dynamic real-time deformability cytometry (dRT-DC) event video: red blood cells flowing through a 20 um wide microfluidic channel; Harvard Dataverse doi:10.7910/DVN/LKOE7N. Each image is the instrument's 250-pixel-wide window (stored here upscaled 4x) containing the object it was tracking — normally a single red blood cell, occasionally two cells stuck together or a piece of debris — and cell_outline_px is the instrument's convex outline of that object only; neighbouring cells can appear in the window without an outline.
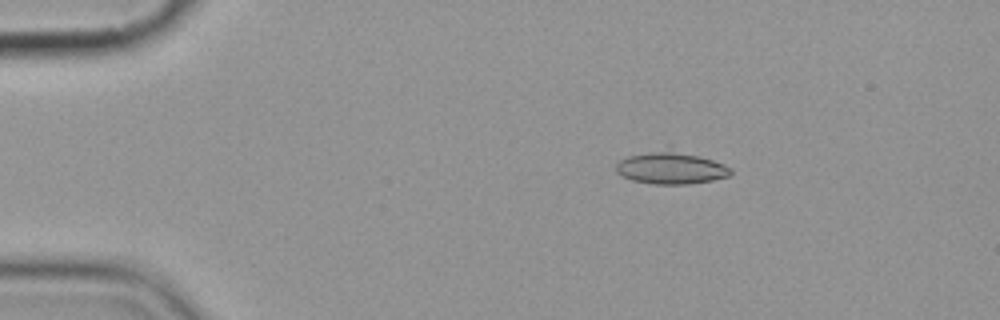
{"species": "common noctule bat (a hibernating species)", "species_latin": "Nyctalus noctula", "temperature_condition": "cold", "stored_images_in_passage": 3, "camera_frame_rate_fps": 3000, "um_per_image_px": 0.085, "animal": {"sex": "female", "body_mass_g": 19.9}, "frame": {"image": 1, "passage_image": 1, "time_ms": 0.0, "image_size_px": [1000, 320], "cell_outline_px": [[732, 172], [728, 176], [712, 180], [688, 184], [656, 184], [632, 180], [616, 172], [616, 164], [620, 160], [628, 156], [668, 144], [724, 164], [732, 168]], "centroid_in_image_um": [57.03, 14.19], "position_along_channel_um": 28.0, "area_um2": 22.54}}